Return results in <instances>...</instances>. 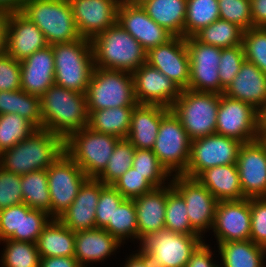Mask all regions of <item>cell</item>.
<instances>
[{
    "instance_id": "cell-45",
    "label": "cell",
    "mask_w": 266,
    "mask_h": 267,
    "mask_svg": "<svg viewBox=\"0 0 266 267\" xmlns=\"http://www.w3.org/2000/svg\"><path fill=\"white\" fill-rule=\"evenodd\" d=\"M242 45L245 60L254 63L266 74V27H252L245 30Z\"/></svg>"
},
{
    "instance_id": "cell-47",
    "label": "cell",
    "mask_w": 266,
    "mask_h": 267,
    "mask_svg": "<svg viewBox=\"0 0 266 267\" xmlns=\"http://www.w3.org/2000/svg\"><path fill=\"white\" fill-rule=\"evenodd\" d=\"M220 19L241 27L244 31L252 28L250 0H218Z\"/></svg>"
},
{
    "instance_id": "cell-4",
    "label": "cell",
    "mask_w": 266,
    "mask_h": 267,
    "mask_svg": "<svg viewBox=\"0 0 266 267\" xmlns=\"http://www.w3.org/2000/svg\"><path fill=\"white\" fill-rule=\"evenodd\" d=\"M54 84L85 93L94 69L91 41L81 37L73 42L52 44Z\"/></svg>"
},
{
    "instance_id": "cell-49",
    "label": "cell",
    "mask_w": 266,
    "mask_h": 267,
    "mask_svg": "<svg viewBox=\"0 0 266 267\" xmlns=\"http://www.w3.org/2000/svg\"><path fill=\"white\" fill-rule=\"evenodd\" d=\"M125 198L112 186L106 185L101 191L95 210L96 228L104 229L109 222H113L115 208Z\"/></svg>"
},
{
    "instance_id": "cell-30",
    "label": "cell",
    "mask_w": 266,
    "mask_h": 267,
    "mask_svg": "<svg viewBox=\"0 0 266 267\" xmlns=\"http://www.w3.org/2000/svg\"><path fill=\"white\" fill-rule=\"evenodd\" d=\"M196 179L219 201L241 200L243 195L237 164L219 165L202 171Z\"/></svg>"
},
{
    "instance_id": "cell-7",
    "label": "cell",
    "mask_w": 266,
    "mask_h": 267,
    "mask_svg": "<svg viewBox=\"0 0 266 267\" xmlns=\"http://www.w3.org/2000/svg\"><path fill=\"white\" fill-rule=\"evenodd\" d=\"M87 110L136 106L132 73L94 67L85 92Z\"/></svg>"
},
{
    "instance_id": "cell-9",
    "label": "cell",
    "mask_w": 266,
    "mask_h": 267,
    "mask_svg": "<svg viewBox=\"0 0 266 267\" xmlns=\"http://www.w3.org/2000/svg\"><path fill=\"white\" fill-rule=\"evenodd\" d=\"M203 241L199 235L163 229L149 234L138 247L155 267H186L191 254Z\"/></svg>"
},
{
    "instance_id": "cell-43",
    "label": "cell",
    "mask_w": 266,
    "mask_h": 267,
    "mask_svg": "<svg viewBox=\"0 0 266 267\" xmlns=\"http://www.w3.org/2000/svg\"><path fill=\"white\" fill-rule=\"evenodd\" d=\"M35 129L30 121L18 114H0V153L26 139Z\"/></svg>"
},
{
    "instance_id": "cell-24",
    "label": "cell",
    "mask_w": 266,
    "mask_h": 267,
    "mask_svg": "<svg viewBox=\"0 0 266 267\" xmlns=\"http://www.w3.org/2000/svg\"><path fill=\"white\" fill-rule=\"evenodd\" d=\"M106 185L97 178H87L75 200L58 219L73 232L96 228L95 210L100 191Z\"/></svg>"
},
{
    "instance_id": "cell-31",
    "label": "cell",
    "mask_w": 266,
    "mask_h": 267,
    "mask_svg": "<svg viewBox=\"0 0 266 267\" xmlns=\"http://www.w3.org/2000/svg\"><path fill=\"white\" fill-rule=\"evenodd\" d=\"M40 258L74 257L75 232L67 228L58 218H52L36 242Z\"/></svg>"
},
{
    "instance_id": "cell-35",
    "label": "cell",
    "mask_w": 266,
    "mask_h": 267,
    "mask_svg": "<svg viewBox=\"0 0 266 267\" xmlns=\"http://www.w3.org/2000/svg\"><path fill=\"white\" fill-rule=\"evenodd\" d=\"M8 113L18 114L36 128H43L39 96L26 93L22 89L0 91V114Z\"/></svg>"
},
{
    "instance_id": "cell-12",
    "label": "cell",
    "mask_w": 266,
    "mask_h": 267,
    "mask_svg": "<svg viewBox=\"0 0 266 267\" xmlns=\"http://www.w3.org/2000/svg\"><path fill=\"white\" fill-rule=\"evenodd\" d=\"M242 144L235 138L218 134L191 140L188 166L182 175L196 178L208 168L236 164Z\"/></svg>"
},
{
    "instance_id": "cell-51",
    "label": "cell",
    "mask_w": 266,
    "mask_h": 267,
    "mask_svg": "<svg viewBox=\"0 0 266 267\" xmlns=\"http://www.w3.org/2000/svg\"><path fill=\"white\" fill-rule=\"evenodd\" d=\"M250 240L266 248V197L250 198Z\"/></svg>"
},
{
    "instance_id": "cell-17",
    "label": "cell",
    "mask_w": 266,
    "mask_h": 267,
    "mask_svg": "<svg viewBox=\"0 0 266 267\" xmlns=\"http://www.w3.org/2000/svg\"><path fill=\"white\" fill-rule=\"evenodd\" d=\"M211 230L217 244L250 240V198L217 202Z\"/></svg>"
},
{
    "instance_id": "cell-25",
    "label": "cell",
    "mask_w": 266,
    "mask_h": 267,
    "mask_svg": "<svg viewBox=\"0 0 266 267\" xmlns=\"http://www.w3.org/2000/svg\"><path fill=\"white\" fill-rule=\"evenodd\" d=\"M21 89L41 96L54 84L55 66L52 45L37 50L20 61Z\"/></svg>"
},
{
    "instance_id": "cell-44",
    "label": "cell",
    "mask_w": 266,
    "mask_h": 267,
    "mask_svg": "<svg viewBox=\"0 0 266 267\" xmlns=\"http://www.w3.org/2000/svg\"><path fill=\"white\" fill-rule=\"evenodd\" d=\"M132 167L144 175L155 188L171 183L172 175L160 163L153 150L136 149Z\"/></svg>"
},
{
    "instance_id": "cell-54",
    "label": "cell",
    "mask_w": 266,
    "mask_h": 267,
    "mask_svg": "<svg viewBox=\"0 0 266 267\" xmlns=\"http://www.w3.org/2000/svg\"><path fill=\"white\" fill-rule=\"evenodd\" d=\"M252 27H266V0H250Z\"/></svg>"
},
{
    "instance_id": "cell-40",
    "label": "cell",
    "mask_w": 266,
    "mask_h": 267,
    "mask_svg": "<svg viewBox=\"0 0 266 267\" xmlns=\"http://www.w3.org/2000/svg\"><path fill=\"white\" fill-rule=\"evenodd\" d=\"M0 254L1 267H39L40 255L37 245L27 241L5 239Z\"/></svg>"
},
{
    "instance_id": "cell-41",
    "label": "cell",
    "mask_w": 266,
    "mask_h": 267,
    "mask_svg": "<svg viewBox=\"0 0 266 267\" xmlns=\"http://www.w3.org/2000/svg\"><path fill=\"white\" fill-rule=\"evenodd\" d=\"M165 229L186 235H198L191 227L183 197L167 184V202L165 210Z\"/></svg>"
},
{
    "instance_id": "cell-16",
    "label": "cell",
    "mask_w": 266,
    "mask_h": 267,
    "mask_svg": "<svg viewBox=\"0 0 266 267\" xmlns=\"http://www.w3.org/2000/svg\"><path fill=\"white\" fill-rule=\"evenodd\" d=\"M52 217L25 203L0 210V241L5 239L35 243Z\"/></svg>"
},
{
    "instance_id": "cell-15",
    "label": "cell",
    "mask_w": 266,
    "mask_h": 267,
    "mask_svg": "<svg viewBox=\"0 0 266 267\" xmlns=\"http://www.w3.org/2000/svg\"><path fill=\"white\" fill-rule=\"evenodd\" d=\"M190 58V81L187 89L220 94L218 66L221 48L199 42L194 36L185 38Z\"/></svg>"
},
{
    "instance_id": "cell-32",
    "label": "cell",
    "mask_w": 266,
    "mask_h": 267,
    "mask_svg": "<svg viewBox=\"0 0 266 267\" xmlns=\"http://www.w3.org/2000/svg\"><path fill=\"white\" fill-rule=\"evenodd\" d=\"M219 267H266V248L251 240L217 244Z\"/></svg>"
},
{
    "instance_id": "cell-39",
    "label": "cell",
    "mask_w": 266,
    "mask_h": 267,
    "mask_svg": "<svg viewBox=\"0 0 266 267\" xmlns=\"http://www.w3.org/2000/svg\"><path fill=\"white\" fill-rule=\"evenodd\" d=\"M136 208L133 199H124L113 214V222H109L104 228L112 236L117 238L124 246L125 241L138 243V226Z\"/></svg>"
},
{
    "instance_id": "cell-50",
    "label": "cell",
    "mask_w": 266,
    "mask_h": 267,
    "mask_svg": "<svg viewBox=\"0 0 266 267\" xmlns=\"http://www.w3.org/2000/svg\"><path fill=\"white\" fill-rule=\"evenodd\" d=\"M23 202L21 175L0 167V210Z\"/></svg>"
},
{
    "instance_id": "cell-38",
    "label": "cell",
    "mask_w": 266,
    "mask_h": 267,
    "mask_svg": "<svg viewBox=\"0 0 266 267\" xmlns=\"http://www.w3.org/2000/svg\"><path fill=\"white\" fill-rule=\"evenodd\" d=\"M220 19L218 0H187L184 38Z\"/></svg>"
},
{
    "instance_id": "cell-52",
    "label": "cell",
    "mask_w": 266,
    "mask_h": 267,
    "mask_svg": "<svg viewBox=\"0 0 266 267\" xmlns=\"http://www.w3.org/2000/svg\"><path fill=\"white\" fill-rule=\"evenodd\" d=\"M20 61L7 53L0 57V91H14L21 89Z\"/></svg>"
},
{
    "instance_id": "cell-42",
    "label": "cell",
    "mask_w": 266,
    "mask_h": 267,
    "mask_svg": "<svg viewBox=\"0 0 266 267\" xmlns=\"http://www.w3.org/2000/svg\"><path fill=\"white\" fill-rule=\"evenodd\" d=\"M135 147L127 139H120L104 171L97 177L105 185H113L133 165Z\"/></svg>"
},
{
    "instance_id": "cell-3",
    "label": "cell",
    "mask_w": 266,
    "mask_h": 267,
    "mask_svg": "<svg viewBox=\"0 0 266 267\" xmlns=\"http://www.w3.org/2000/svg\"><path fill=\"white\" fill-rule=\"evenodd\" d=\"M90 41L94 67L133 73L146 62L147 51L118 22Z\"/></svg>"
},
{
    "instance_id": "cell-1",
    "label": "cell",
    "mask_w": 266,
    "mask_h": 267,
    "mask_svg": "<svg viewBox=\"0 0 266 267\" xmlns=\"http://www.w3.org/2000/svg\"><path fill=\"white\" fill-rule=\"evenodd\" d=\"M43 128L64 141L87 127L88 110L85 93L53 84L40 96Z\"/></svg>"
},
{
    "instance_id": "cell-26",
    "label": "cell",
    "mask_w": 266,
    "mask_h": 267,
    "mask_svg": "<svg viewBox=\"0 0 266 267\" xmlns=\"http://www.w3.org/2000/svg\"><path fill=\"white\" fill-rule=\"evenodd\" d=\"M223 94L248 103L261 112L266 106V74L245 60Z\"/></svg>"
},
{
    "instance_id": "cell-34",
    "label": "cell",
    "mask_w": 266,
    "mask_h": 267,
    "mask_svg": "<svg viewBox=\"0 0 266 267\" xmlns=\"http://www.w3.org/2000/svg\"><path fill=\"white\" fill-rule=\"evenodd\" d=\"M134 107L123 106L88 111L87 127L96 132L110 134L120 139L127 138Z\"/></svg>"
},
{
    "instance_id": "cell-10",
    "label": "cell",
    "mask_w": 266,
    "mask_h": 267,
    "mask_svg": "<svg viewBox=\"0 0 266 267\" xmlns=\"http://www.w3.org/2000/svg\"><path fill=\"white\" fill-rule=\"evenodd\" d=\"M191 139L170 109L163 117L153 147L160 163L173 175H182L190 157Z\"/></svg>"
},
{
    "instance_id": "cell-2",
    "label": "cell",
    "mask_w": 266,
    "mask_h": 267,
    "mask_svg": "<svg viewBox=\"0 0 266 267\" xmlns=\"http://www.w3.org/2000/svg\"><path fill=\"white\" fill-rule=\"evenodd\" d=\"M64 152V140L44 128L0 153V167L18 175L47 170Z\"/></svg>"
},
{
    "instance_id": "cell-55",
    "label": "cell",
    "mask_w": 266,
    "mask_h": 267,
    "mask_svg": "<svg viewBox=\"0 0 266 267\" xmlns=\"http://www.w3.org/2000/svg\"><path fill=\"white\" fill-rule=\"evenodd\" d=\"M39 267H81L75 257L55 256L40 258Z\"/></svg>"
},
{
    "instance_id": "cell-57",
    "label": "cell",
    "mask_w": 266,
    "mask_h": 267,
    "mask_svg": "<svg viewBox=\"0 0 266 267\" xmlns=\"http://www.w3.org/2000/svg\"><path fill=\"white\" fill-rule=\"evenodd\" d=\"M27 0H0V11L16 12L21 11Z\"/></svg>"
},
{
    "instance_id": "cell-56",
    "label": "cell",
    "mask_w": 266,
    "mask_h": 267,
    "mask_svg": "<svg viewBox=\"0 0 266 267\" xmlns=\"http://www.w3.org/2000/svg\"><path fill=\"white\" fill-rule=\"evenodd\" d=\"M122 265L123 267H155L150 258L139 248L128 255L125 259V264Z\"/></svg>"
},
{
    "instance_id": "cell-5",
    "label": "cell",
    "mask_w": 266,
    "mask_h": 267,
    "mask_svg": "<svg viewBox=\"0 0 266 267\" xmlns=\"http://www.w3.org/2000/svg\"><path fill=\"white\" fill-rule=\"evenodd\" d=\"M20 12L42 31L48 45L81 38L69 0H27Z\"/></svg>"
},
{
    "instance_id": "cell-21",
    "label": "cell",
    "mask_w": 266,
    "mask_h": 267,
    "mask_svg": "<svg viewBox=\"0 0 266 267\" xmlns=\"http://www.w3.org/2000/svg\"><path fill=\"white\" fill-rule=\"evenodd\" d=\"M76 28L81 37L91 40L117 22L121 0H69Z\"/></svg>"
},
{
    "instance_id": "cell-59",
    "label": "cell",
    "mask_w": 266,
    "mask_h": 267,
    "mask_svg": "<svg viewBox=\"0 0 266 267\" xmlns=\"http://www.w3.org/2000/svg\"><path fill=\"white\" fill-rule=\"evenodd\" d=\"M260 128H266V106L260 112Z\"/></svg>"
},
{
    "instance_id": "cell-60",
    "label": "cell",
    "mask_w": 266,
    "mask_h": 267,
    "mask_svg": "<svg viewBox=\"0 0 266 267\" xmlns=\"http://www.w3.org/2000/svg\"><path fill=\"white\" fill-rule=\"evenodd\" d=\"M124 1L132 5L141 6L150 0H124Z\"/></svg>"
},
{
    "instance_id": "cell-13",
    "label": "cell",
    "mask_w": 266,
    "mask_h": 267,
    "mask_svg": "<svg viewBox=\"0 0 266 267\" xmlns=\"http://www.w3.org/2000/svg\"><path fill=\"white\" fill-rule=\"evenodd\" d=\"M51 200V217L58 218L75 200L88 178L75 161L64 151L47 169Z\"/></svg>"
},
{
    "instance_id": "cell-28",
    "label": "cell",
    "mask_w": 266,
    "mask_h": 267,
    "mask_svg": "<svg viewBox=\"0 0 266 267\" xmlns=\"http://www.w3.org/2000/svg\"><path fill=\"white\" fill-rule=\"evenodd\" d=\"M169 110L161 105L137 104L134 107L127 139L135 149H153L162 117Z\"/></svg>"
},
{
    "instance_id": "cell-46",
    "label": "cell",
    "mask_w": 266,
    "mask_h": 267,
    "mask_svg": "<svg viewBox=\"0 0 266 267\" xmlns=\"http://www.w3.org/2000/svg\"><path fill=\"white\" fill-rule=\"evenodd\" d=\"M245 61L243 45L230 48H221L220 63L218 66L220 77V94L232 82Z\"/></svg>"
},
{
    "instance_id": "cell-19",
    "label": "cell",
    "mask_w": 266,
    "mask_h": 267,
    "mask_svg": "<svg viewBox=\"0 0 266 267\" xmlns=\"http://www.w3.org/2000/svg\"><path fill=\"white\" fill-rule=\"evenodd\" d=\"M146 63L161 71L181 90L188 88L190 58L184 37H173L168 42L149 49Z\"/></svg>"
},
{
    "instance_id": "cell-18",
    "label": "cell",
    "mask_w": 266,
    "mask_h": 267,
    "mask_svg": "<svg viewBox=\"0 0 266 267\" xmlns=\"http://www.w3.org/2000/svg\"><path fill=\"white\" fill-rule=\"evenodd\" d=\"M236 164L243 195L266 197V142L260 137L243 143Z\"/></svg>"
},
{
    "instance_id": "cell-11",
    "label": "cell",
    "mask_w": 266,
    "mask_h": 267,
    "mask_svg": "<svg viewBox=\"0 0 266 267\" xmlns=\"http://www.w3.org/2000/svg\"><path fill=\"white\" fill-rule=\"evenodd\" d=\"M215 134L232 137L242 143L260 135V112L252 105L221 94Z\"/></svg>"
},
{
    "instance_id": "cell-27",
    "label": "cell",
    "mask_w": 266,
    "mask_h": 267,
    "mask_svg": "<svg viewBox=\"0 0 266 267\" xmlns=\"http://www.w3.org/2000/svg\"><path fill=\"white\" fill-rule=\"evenodd\" d=\"M122 245L105 229L77 231L75 232L74 257L81 267H88L91 263L104 262L108 257L114 255Z\"/></svg>"
},
{
    "instance_id": "cell-22",
    "label": "cell",
    "mask_w": 266,
    "mask_h": 267,
    "mask_svg": "<svg viewBox=\"0 0 266 267\" xmlns=\"http://www.w3.org/2000/svg\"><path fill=\"white\" fill-rule=\"evenodd\" d=\"M117 22L141 46L149 49L162 45L174 36L148 16L142 6H136L121 0L117 9Z\"/></svg>"
},
{
    "instance_id": "cell-23",
    "label": "cell",
    "mask_w": 266,
    "mask_h": 267,
    "mask_svg": "<svg viewBox=\"0 0 266 267\" xmlns=\"http://www.w3.org/2000/svg\"><path fill=\"white\" fill-rule=\"evenodd\" d=\"M42 31L20 11L7 13L6 53L21 61L47 46Z\"/></svg>"
},
{
    "instance_id": "cell-61",
    "label": "cell",
    "mask_w": 266,
    "mask_h": 267,
    "mask_svg": "<svg viewBox=\"0 0 266 267\" xmlns=\"http://www.w3.org/2000/svg\"><path fill=\"white\" fill-rule=\"evenodd\" d=\"M261 138L266 142V128H260Z\"/></svg>"
},
{
    "instance_id": "cell-58",
    "label": "cell",
    "mask_w": 266,
    "mask_h": 267,
    "mask_svg": "<svg viewBox=\"0 0 266 267\" xmlns=\"http://www.w3.org/2000/svg\"><path fill=\"white\" fill-rule=\"evenodd\" d=\"M7 12L0 11V57L6 54Z\"/></svg>"
},
{
    "instance_id": "cell-14",
    "label": "cell",
    "mask_w": 266,
    "mask_h": 267,
    "mask_svg": "<svg viewBox=\"0 0 266 267\" xmlns=\"http://www.w3.org/2000/svg\"><path fill=\"white\" fill-rule=\"evenodd\" d=\"M171 184L186 203L192 229L203 239L213 226L218 201L196 178L173 175Z\"/></svg>"
},
{
    "instance_id": "cell-37",
    "label": "cell",
    "mask_w": 266,
    "mask_h": 267,
    "mask_svg": "<svg viewBox=\"0 0 266 267\" xmlns=\"http://www.w3.org/2000/svg\"><path fill=\"white\" fill-rule=\"evenodd\" d=\"M244 30L238 25L218 19L202 28L194 37L201 43L230 48L242 45Z\"/></svg>"
},
{
    "instance_id": "cell-36",
    "label": "cell",
    "mask_w": 266,
    "mask_h": 267,
    "mask_svg": "<svg viewBox=\"0 0 266 267\" xmlns=\"http://www.w3.org/2000/svg\"><path fill=\"white\" fill-rule=\"evenodd\" d=\"M23 202L32 209L42 210L51 216V200L47 170L21 175Z\"/></svg>"
},
{
    "instance_id": "cell-6",
    "label": "cell",
    "mask_w": 266,
    "mask_h": 267,
    "mask_svg": "<svg viewBox=\"0 0 266 267\" xmlns=\"http://www.w3.org/2000/svg\"><path fill=\"white\" fill-rule=\"evenodd\" d=\"M219 93L183 89L170 108L191 140L216 132Z\"/></svg>"
},
{
    "instance_id": "cell-53",
    "label": "cell",
    "mask_w": 266,
    "mask_h": 267,
    "mask_svg": "<svg viewBox=\"0 0 266 267\" xmlns=\"http://www.w3.org/2000/svg\"><path fill=\"white\" fill-rule=\"evenodd\" d=\"M213 248L205 240L191 254L186 267H219L220 262L214 260ZM213 255V256H212Z\"/></svg>"
},
{
    "instance_id": "cell-33",
    "label": "cell",
    "mask_w": 266,
    "mask_h": 267,
    "mask_svg": "<svg viewBox=\"0 0 266 267\" xmlns=\"http://www.w3.org/2000/svg\"><path fill=\"white\" fill-rule=\"evenodd\" d=\"M141 6L150 18L174 37H184L187 0H150Z\"/></svg>"
},
{
    "instance_id": "cell-8",
    "label": "cell",
    "mask_w": 266,
    "mask_h": 267,
    "mask_svg": "<svg viewBox=\"0 0 266 267\" xmlns=\"http://www.w3.org/2000/svg\"><path fill=\"white\" fill-rule=\"evenodd\" d=\"M119 140L116 136L85 127L64 141V151L88 178H97L106 168Z\"/></svg>"
},
{
    "instance_id": "cell-20",
    "label": "cell",
    "mask_w": 266,
    "mask_h": 267,
    "mask_svg": "<svg viewBox=\"0 0 266 267\" xmlns=\"http://www.w3.org/2000/svg\"><path fill=\"white\" fill-rule=\"evenodd\" d=\"M132 76L138 104L171 108L182 91L175 82L146 62L135 70Z\"/></svg>"
},
{
    "instance_id": "cell-48",
    "label": "cell",
    "mask_w": 266,
    "mask_h": 267,
    "mask_svg": "<svg viewBox=\"0 0 266 267\" xmlns=\"http://www.w3.org/2000/svg\"><path fill=\"white\" fill-rule=\"evenodd\" d=\"M112 186L125 199H135L155 188L134 167L129 168Z\"/></svg>"
},
{
    "instance_id": "cell-29",
    "label": "cell",
    "mask_w": 266,
    "mask_h": 267,
    "mask_svg": "<svg viewBox=\"0 0 266 267\" xmlns=\"http://www.w3.org/2000/svg\"><path fill=\"white\" fill-rule=\"evenodd\" d=\"M138 226V244L149 234L165 229L167 185L133 199Z\"/></svg>"
}]
</instances>
